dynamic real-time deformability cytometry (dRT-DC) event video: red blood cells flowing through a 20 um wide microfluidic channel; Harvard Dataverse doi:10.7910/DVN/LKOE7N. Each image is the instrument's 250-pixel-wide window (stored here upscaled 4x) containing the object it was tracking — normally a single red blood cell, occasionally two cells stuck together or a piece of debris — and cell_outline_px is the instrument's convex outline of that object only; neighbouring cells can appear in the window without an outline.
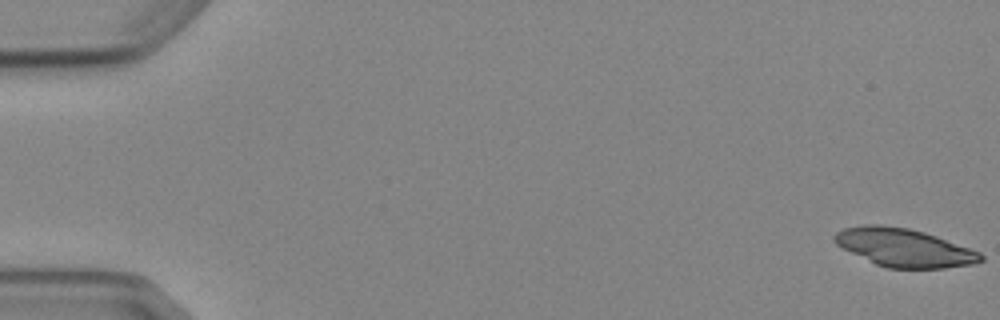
{"species": "Egyptian fruit bat (a non-hibernating species)", "species_latin": "Rousettus aegyptiacus", "temperature_condition": "cold", "stored_images_in_passage": 8, "camera_frame_rate_fps": 3000, "um_per_image_px": 0.085, "animal": {"sex": "female"}, "frame": {"image": 1, "passage_image": 1, "time_ms": 0.0, "image_size_px": [1000, 320], "cell_outline_px": [[984, 260], [972, 264], [944, 268], [888, 268], [876, 264], [836, 244], [832, 240], [832, 236], [836, 232], [844, 228], [864, 224], [880, 224], [908, 228], [924, 232], [936, 236], [980, 252], [984, 256]], "centroid_in_image_um": [76.84, 21.04], "position_along_channel_um": 8.2, "area_um2": 32.31}}